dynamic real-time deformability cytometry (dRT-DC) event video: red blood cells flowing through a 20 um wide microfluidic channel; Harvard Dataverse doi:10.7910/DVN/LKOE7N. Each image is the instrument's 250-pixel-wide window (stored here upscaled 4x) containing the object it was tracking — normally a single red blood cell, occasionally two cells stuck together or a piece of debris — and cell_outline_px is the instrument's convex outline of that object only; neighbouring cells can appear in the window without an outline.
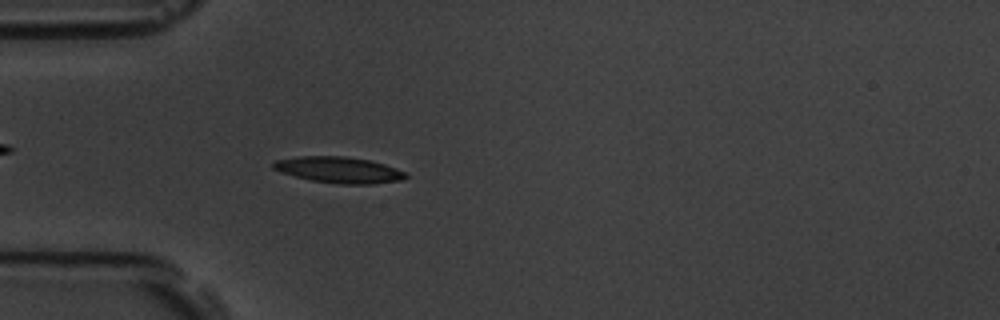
{"species": "common noctule bat (a hibernating species)", "species_latin": "Nyctalus noctula", "temperature_condition": "room temperature", "stored_images_in_passage": 56, "camera_frame_rate_fps": 3000, "um_per_image_px": 0.085, "animal": {"sex": "male", "body_mass_g": 19.5, "forearm_length_mm": 54.6}, "frame": {"image": 1, "passage_image": 16, "time_ms": 5.0, "image_size_px": [1000, 320], "cell_outline_px": [[408, 176], [404, 180], [372, 184], [340, 184], [312, 180], [280, 172], [272, 168], [272, 164], [276, 160], [300, 156], [344, 156], [372, 160], [396, 168], [404, 172]], "centroid_in_image_um": [28.83, 14.44], "position_along_channel_um": 56.2, "area_um2": 20.17}}
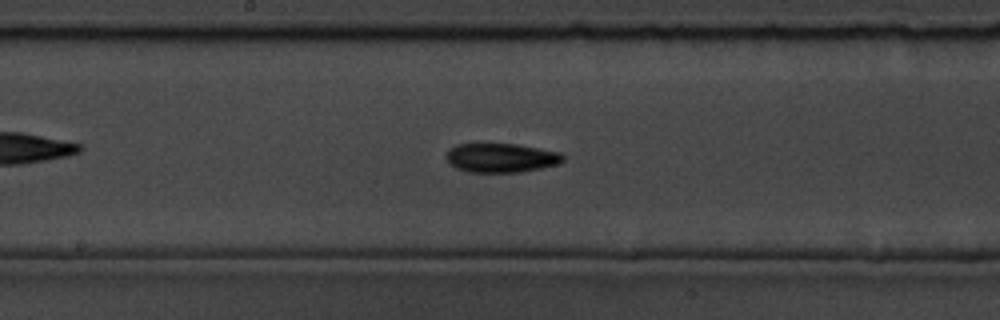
{"frame": {"image": 2, "passage_image": 29, "time_ms": 9.333, "image_size_px": [1000, 320], "cell_outline_px": [[564, 160], [556, 164], [540, 168], [520, 172], [468, 172], [456, 168], [448, 164], [448, 148], [456, 144], [516, 144], [560, 152], [564, 156]], "centroid_in_image_um": [42.57, 13.41], "position_along_channel_um": 205.6, "area_um2": 19.71}}
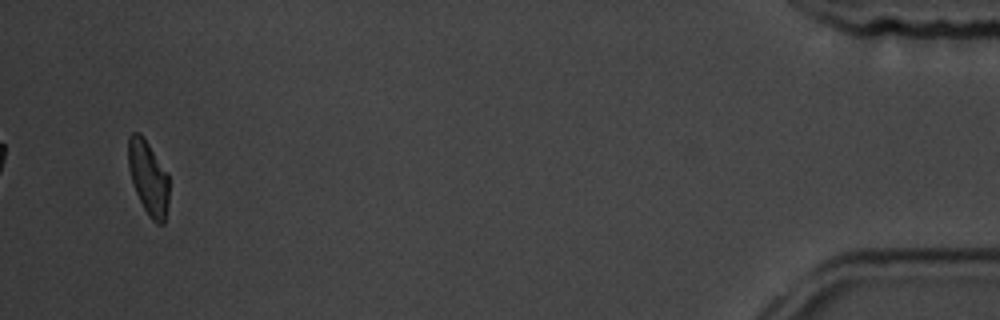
{"frame": {"image": 3, "passage_image": 54, "time_ms": 17.667, "image_size_px": [1000, 320], "cell_outline_px": [[168, 200], [164, 224], [156, 224], [152, 220], [144, 208], [136, 192], [132, 180], [128, 164], [128, 136], [132, 132], [140, 132], [144, 136], [168, 172]], "centroid_in_image_um": [12.61, 15.06], "position_along_channel_um": 422.6, "area_um2": 17.69}, "authors_computed_cell_mechanics": {"area_um2": 19.1029, "velocity_mm_per_s": 3.5962, "shape_relaxation_time_tau1_ms": 3.9783, "shape_relaxation_time_tau2_ms": 5.555, "deformation_change_tau1": 0.1507, "deformation_change_tau2": 0.1037}}